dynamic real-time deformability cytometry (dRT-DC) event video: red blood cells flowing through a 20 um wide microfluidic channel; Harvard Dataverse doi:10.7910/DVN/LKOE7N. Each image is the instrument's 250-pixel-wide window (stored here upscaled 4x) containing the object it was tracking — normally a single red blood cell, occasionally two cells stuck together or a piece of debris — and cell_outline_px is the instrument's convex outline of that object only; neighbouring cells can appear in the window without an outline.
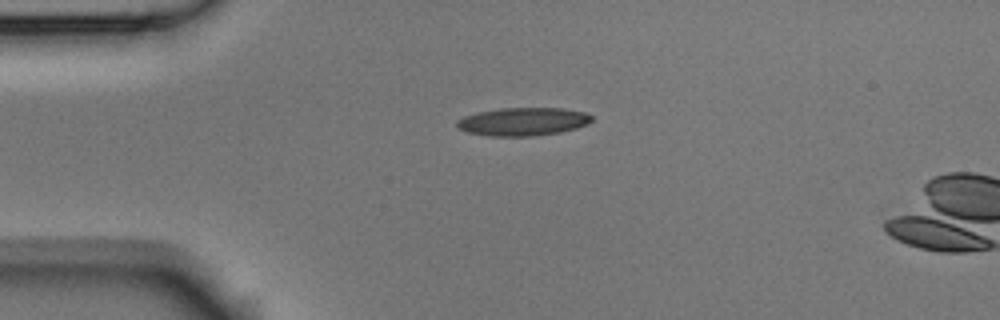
{"species": "Egyptian fruit bat (a non-hibernating species)", "species_latin": "Rousettus aegyptiacus", "temperature_condition": "room temperature", "stored_images_in_passage": 5, "camera_frame_rate_fps": 3000, "um_per_image_px": 0.085, "animal": {"sex": "male"}, "frame": {"image": 1, "passage_image": 1, "time_ms": 0.0, "image_size_px": [1000, 320], "cell_outline_px": [[592, 120], [588, 124], [576, 128], [560, 132], [532, 136], [488, 136], [468, 132], [456, 128], [456, 120], [464, 116], [476, 112], [500, 108], [564, 108], [584, 112], [592, 116]], "centroid_in_image_um": [44.42, 10.33], "position_along_channel_um": 40.6, "area_um2": 22.25}}
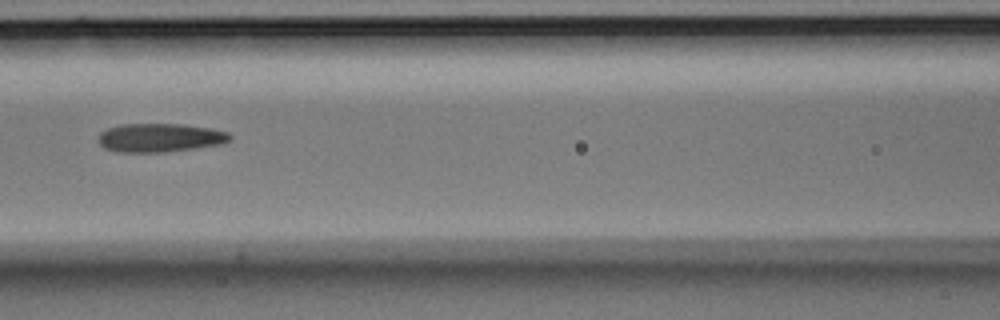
{"frame": {"image": 2, "passage_image": 4, "time_ms": 1.0, "image_size_px": [1000, 320], "cell_outline_px": [[232, 140], [224, 144], [196, 148], [164, 152], [116, 152], [104, 148], [100, 144], [100, 132], [108, 128], [120, 124], [180, 124], [208, 128], [228, 132], [232, 136]], "centroid_in_image_um": [13.62, 11.71], "position_along_channel_um": 153.0, "area_um2": 22.02}}
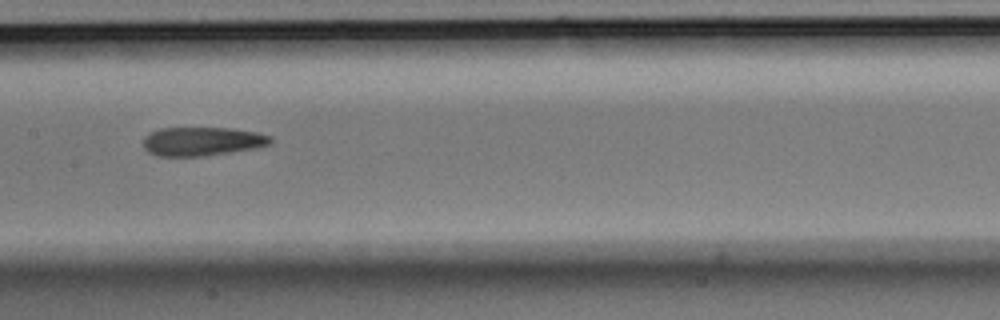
{"frame": {"image": 3, "passage_image": 5, "time_ms": 1.333, "image_size_px": [1000, 320], "cell_outline_px": [[272, 144], [260, 148], [204, 156], [156, 156], [148, 152], [144, 148], [144, 136], [148, 132], [160, 128], [232, 128], [256, 132], [272, 136]], "centroid_in_image_um": [17.21, 12.02], "position_along_channel_um": 190.2, "area_um2": 21.73}}